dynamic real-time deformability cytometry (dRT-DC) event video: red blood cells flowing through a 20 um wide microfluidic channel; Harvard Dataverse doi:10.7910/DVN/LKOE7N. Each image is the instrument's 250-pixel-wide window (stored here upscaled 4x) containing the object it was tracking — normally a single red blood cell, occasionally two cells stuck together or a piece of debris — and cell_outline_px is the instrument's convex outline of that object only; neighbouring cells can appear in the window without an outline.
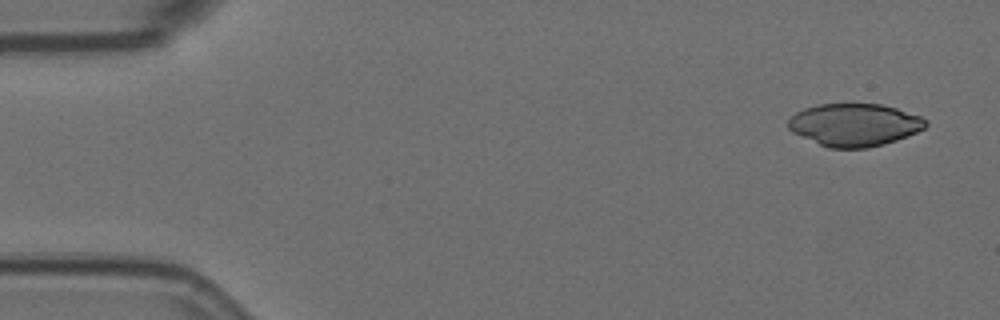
{"species": "Egyptian fruit bat (a non-hibernating species)", "species_latin": "Rousettus aegyptiacus", "temperature_condition": "room temperature", "stored_images_in_passage": 4, "camera_frame_rate_fps": 3000, "um_per_image_px": 0.085, "animal": {"sex": "female"}, "frame": {"image": 1, "passage_image": 1, "time_ms": 0.0, "image_size_px": [1000, 320], "cell_outline_px": [[928, 124], [924, 128], [908, 136], [884, 144], [868, 148], [828, 148], [792, 132], [788, 128], [788, 120], [796, 112], [804, 108], [816, 104], [880, 104], [896, 108], [920, 116], [928, 120]], "centroid_in_image_um": [72.63, 10.61], "position_along_channel_um": 12.4, "area_um2": 34.16}}